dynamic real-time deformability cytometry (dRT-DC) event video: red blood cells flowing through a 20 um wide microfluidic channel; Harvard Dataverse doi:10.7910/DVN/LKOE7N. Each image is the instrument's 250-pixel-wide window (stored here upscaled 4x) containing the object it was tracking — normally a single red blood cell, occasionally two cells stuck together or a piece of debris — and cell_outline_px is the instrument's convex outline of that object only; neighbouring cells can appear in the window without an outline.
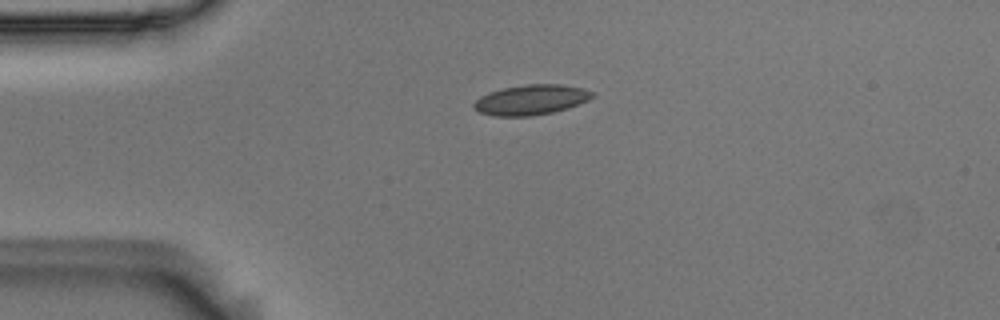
{"species": "Egyptian fruit bat (a non-hibernating species)", "species_latin": "Rousettus aegyptiacus", "temperature_condition": "room temperature", "stored_images_in_passage": 43, "camera_frame_rate_fps": 3000, "um_per_image_px": 0.085, "animal": {"sex": "male"}, "frame": {"image": 1, "passage_image": 1, "time_ms": 0.0, "image_size_px": [1000, 320], "cell_outline_px": [[596, 96], [588, 100], [568, 108], [552, 112], [528, 116], [496, 116], [480, 112], [472, 108], [472, 104], [480, 96], [488, 92], [504, 88], [528, 84], [560, 84], [584, 88], [596, 92]], "centroid_in_image_um": [45.16, 8.47], "position_along_channel_um": 39.8, "area_um2": 20.87}}
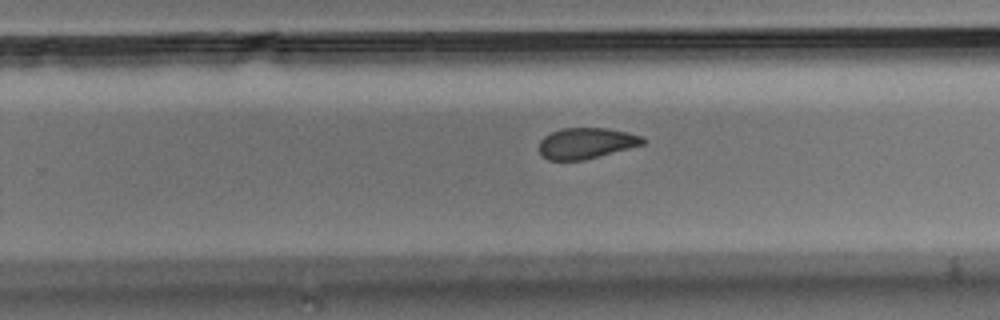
{"frame": {"image": 2, "passage_image": 23, "time_ms": 7.333, "image_size_px": [1000, 320], "cell_outline_px": [[648, 140], [644, 144], [584, 160], [548, 160], [540, 152], [540, 140], [544, 136], [560, 128], [608, 128], [628, 132], [644, 136]], "centroid_in_image_um": [49.87, 12.16], "position_along_channel_um": 279.9, "area_um2": 18.73}}
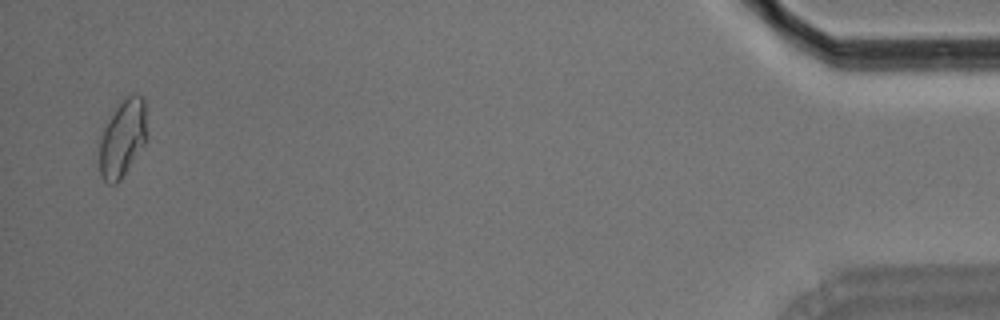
{"frame": {"image": 3, "passage_image": 42, "time_ms": 13.667, "image_size_px": [1000, 320], "cell_outline_px": [[148, 140], [120, 180], [116, 184], [108, 184], [100, 176], [100, 140], [104, 128], [108, 120], [116, 108], [132, 92], [140, 96], [144, 100]], "centroid_in_image_um": [10.45, 11.78], "position_along_channel_um": 424.8, "area_um2": 21.33}, "authors_computed_cell_mechanics": {"area_um2": 19.941, "velocity_mm_per_s": 3.6292, "shape_relaxation_time_tau1_ms": null, "shape_relaxation_time_tau2_ms": 2.0731, "deformation_change_tau1": null, "deformation_change_tau2": 0.0666}}